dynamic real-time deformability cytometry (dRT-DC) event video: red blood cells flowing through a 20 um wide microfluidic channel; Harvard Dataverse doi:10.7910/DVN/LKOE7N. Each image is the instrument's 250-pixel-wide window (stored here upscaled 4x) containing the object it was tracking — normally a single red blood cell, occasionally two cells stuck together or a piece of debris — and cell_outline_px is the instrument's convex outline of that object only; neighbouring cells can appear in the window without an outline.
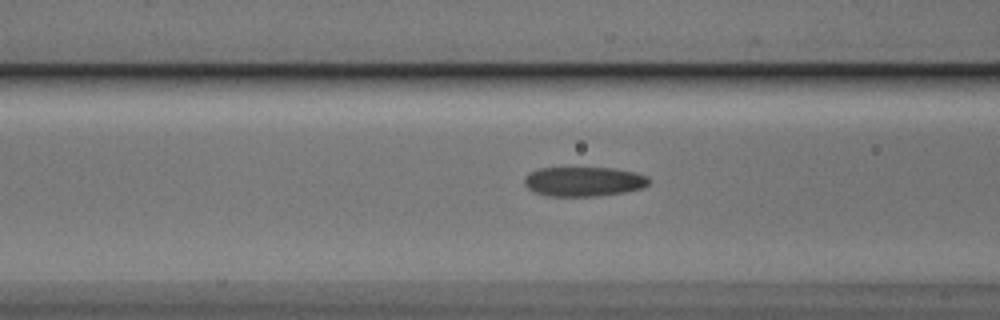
{"species": "Egyptian fruit bat (a non-hibernating species)", "species_latin": "Rousettus aegyptiacus", "temperature_condition": "cold", "stored_images_in_passage": 7, "camera_frame_rate_fps": 3000, "um_per_image_px": 0.085, "animal": {"sex": "male"}, "frame": {"image": 1, "passage_image": 5, "time_ms": 1.333, "image_size_px": [1000, 320], "cell_outline_px": [[652, 180], [644, 188], [624, 192], [596, 196], [548, 196], [532, 192], [524, 184], [524, 176], [528, 172], [536, 168], [612, 168], [636, 172], [648, 176]], "centroid_in_image_um": [49.6, 15.43], "position_along_channel_um": 117.0, "area_um2": 21.79}}